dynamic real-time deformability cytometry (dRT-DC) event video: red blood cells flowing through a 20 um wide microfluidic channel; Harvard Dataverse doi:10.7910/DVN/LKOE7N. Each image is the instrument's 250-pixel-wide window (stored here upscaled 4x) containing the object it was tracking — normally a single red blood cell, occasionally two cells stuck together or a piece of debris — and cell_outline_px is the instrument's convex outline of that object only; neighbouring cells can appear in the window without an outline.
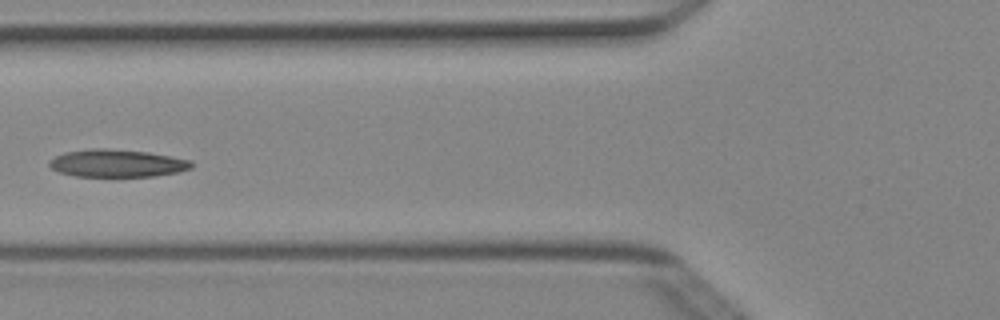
{"species": "Egyptian fruit bat (a non-hibernating species)", "species_latin": "Rousettus aegyptiacus", "temperature_condition": "cold", "stored_images_in_passage": 7, "camera_frame_rate_fps": 3000, "um_per_image_px": 0.085, "animal": {"sex": "female"}, "frame": {"image": 1, "passage_image": 6, "time_ms": 1.667, "image_size_px": [1000, 320], "cell_outline_px": [[192, 168], [176, 172], [156, 176], [76, 176], [60, 172], [52, 168], [48, 164], [48, 160], [64, 152], [92, 148], [108, 148], [148, 152], [172, 156], [192, 160]], "centroid_in_image_um": [9.95, 13.86], "position_along_channel_um": 115.8, "area_um2": 22.89}}
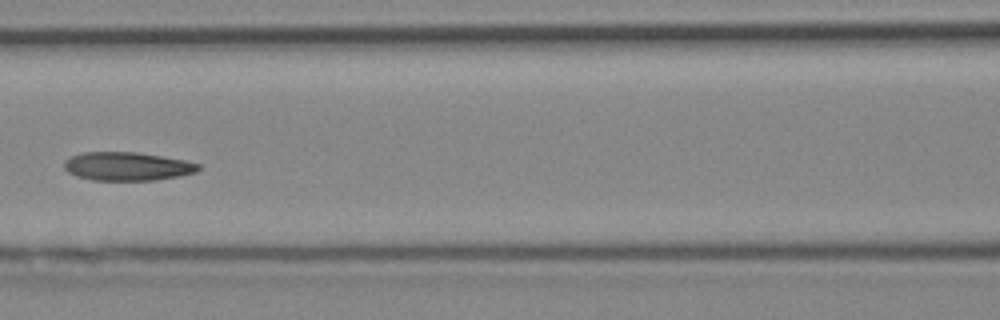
{"frame": {"image": 2, "passage_image": 7, "time_ms": 2.0, "image_size_px": [1000, 320], "cell_outline_px": [[200, 168], [196, 172], [180, 176], [156, 180], [92, 180], [76, 176], [68, 172], [64, 168], [64, 160], [80, 152], [136, 152], [184, 160], [200, 164]], "centroid_in_image_um": [10.79, 14.14], "position_along_channel_um": 155.8, "area_um2": 22.31}}